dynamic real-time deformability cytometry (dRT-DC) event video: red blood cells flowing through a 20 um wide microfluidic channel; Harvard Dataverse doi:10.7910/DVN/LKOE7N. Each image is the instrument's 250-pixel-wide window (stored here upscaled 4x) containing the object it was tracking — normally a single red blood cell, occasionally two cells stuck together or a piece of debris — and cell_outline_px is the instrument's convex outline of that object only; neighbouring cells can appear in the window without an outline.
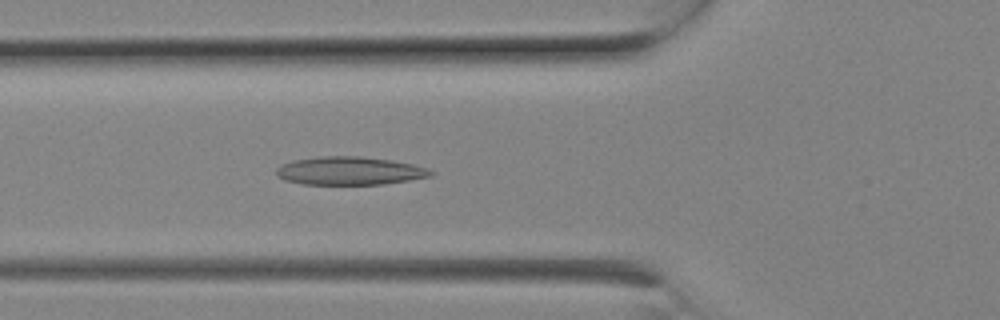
{"species": "Egyptian fruit bat (a non-hibernating species)", "species_latin": "Rousettus aegyptiacus", "temperature_condition": "room temperature", "stored_images_in_passage": 7, "camera_frame_rate_fps": 3000, "um_per_image_px": 0.085, "animal": {"sex": "female"}, "frame": {"image": 1, "passage_image": 7, "time_ms": 2.0, "image_size_px": [1000, 320], "cell_outline_px": [[436, 172], [432, 176], [384, 184], [300, 184], [284, 180], [276, 176], [276, 168], [280, 164], [292, 160], [320, 156], [360, 156], [388, 160], [412, 164]], "centroid_in_image_um": [29.65, 14.52], "position_along_channel_um": 96.2, "area_um2": 25.37}}